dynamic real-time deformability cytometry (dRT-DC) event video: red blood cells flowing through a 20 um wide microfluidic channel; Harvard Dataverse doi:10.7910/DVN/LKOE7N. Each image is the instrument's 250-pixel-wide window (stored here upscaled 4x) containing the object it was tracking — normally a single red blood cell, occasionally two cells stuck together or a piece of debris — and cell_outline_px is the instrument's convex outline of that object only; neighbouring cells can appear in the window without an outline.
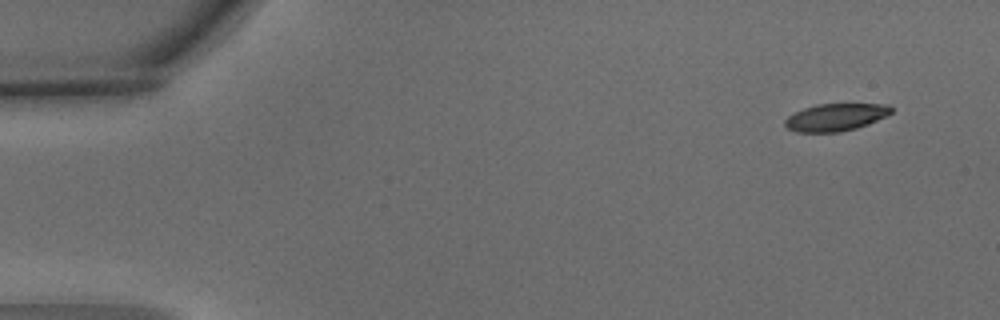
{"species": "common noctule bat (a hibernating species)", "species_latin": "Nyctalus noctula", "temperature_condition": "warm", "stored_images_in_passage": 6, "camera_frame_rate_fps": 3000, "um_per_image_px": 0.085, "animal": {"sex": "male", "body_mass_g": 15.6}, "frame": {"image": 1, "passage_image": 1, "time_ms": 0.0, "image_size_px": [1000, 320], "cell_outline_px": [[892, 112], [868, 124], [856, 128], [840, 132], [796, 132], [788, 128], [784, 124], [784, 120], [788, 116], [804, 108], [816, 104], [888, 104], [892, 108]], "centroid_in_image_um": [71.01, 9.96], "position_along_channel_um": 14.0, "area_um2": 16.82}}
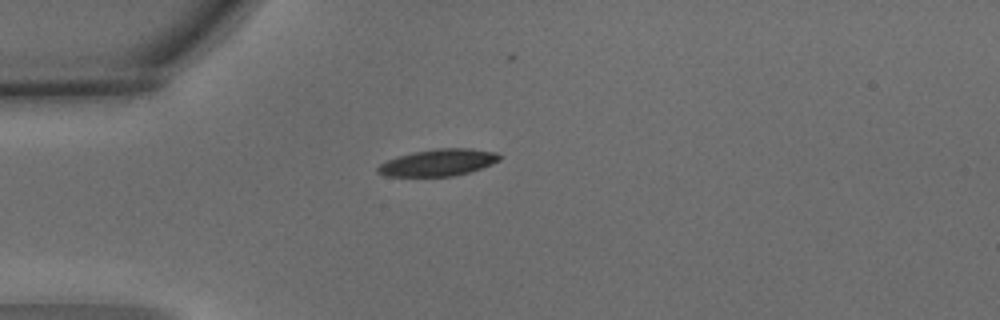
{"frame": {"image": 2, "passage_image": 4, "time_ms": 1.0, "image_size_px": [1000, 320], "cell_outline_px": [[500, 160], [492, 164], [468, 172], [452, 176], [384, 176], [376, 172], [376, 168], [380, 164], [396, 156], [436, 148], [472, 148], [496, 152], [500, 156]], "centroid_in_image_um": [37.23, 13.81], "position_along_channel_um": 47.8, "area_um2": 18.96}}
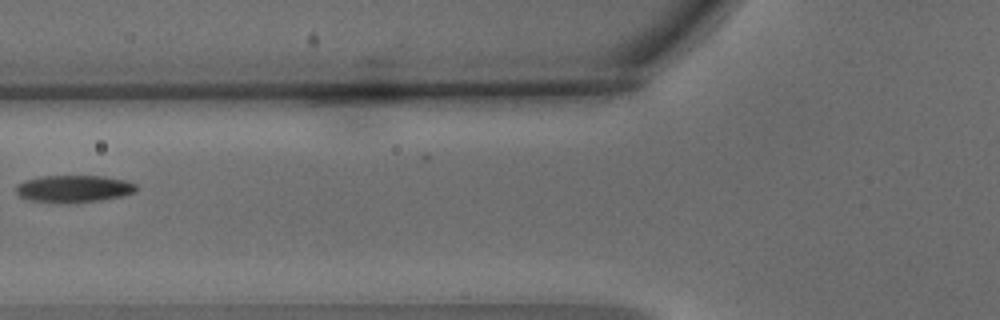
{"frame": {"image": 3, "passage_image": 6, "time_ms": 1.667, "image_size_px": [1000, 320], "cell_outline_px": [[136, 192], [124, 196], [100, 200], [28, 200], [20, 196], [16, 192], [16, 184], [24, 180], [40, 176], [104, 176], [128, 180], [136, 184]], "centroid_in_image_um": [6.32, 15.99], "position_along_channel_um": 119.5, "area_um2": 18.38}}